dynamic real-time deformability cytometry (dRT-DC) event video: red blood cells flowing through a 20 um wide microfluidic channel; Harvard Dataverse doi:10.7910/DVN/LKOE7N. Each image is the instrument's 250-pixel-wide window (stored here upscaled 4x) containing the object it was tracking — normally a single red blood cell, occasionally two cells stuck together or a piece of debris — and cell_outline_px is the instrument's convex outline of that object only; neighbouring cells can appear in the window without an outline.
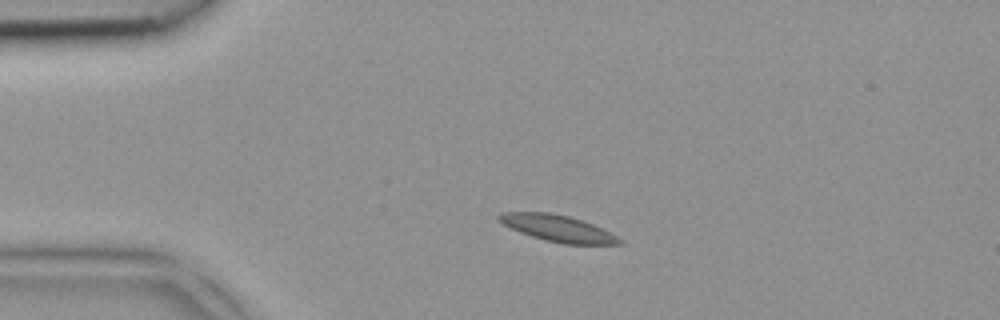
{"species": "common noctule bat (a hibernating species)", "species_latin": "Nyctalus noctula", "temperature_condition": "room temperature", "stored_images_in_passage": 4, "camera_frame_rate_fps": 3000, "um_per_image_px": 0.085, "animal": {"sex": "female", "body_mass_g": 18.4}, "frame": {"image": 1, "passage_image": 2, "time_ms": 0.333, "image_size_px": [1000, 320], "cell_outline_px": [[624, 244], [564, 244], [544, 240], [520, 232], [496, 220], [496, 216], [500, 212], [548, 212], [568, 216], [584, 220], [624, 240]], "centroid_in_image_um": [47.39, 19.4], "position_along_channel_um": 37.6, "area_um2": 18.55}}